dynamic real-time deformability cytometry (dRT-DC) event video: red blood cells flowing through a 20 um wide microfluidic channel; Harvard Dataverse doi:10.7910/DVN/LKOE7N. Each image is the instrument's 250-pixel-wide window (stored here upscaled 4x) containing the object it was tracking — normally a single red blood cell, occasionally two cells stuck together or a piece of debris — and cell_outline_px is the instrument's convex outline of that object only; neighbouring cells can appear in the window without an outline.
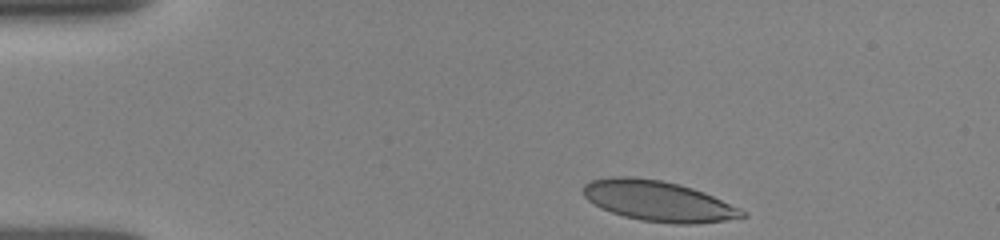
{"species": "human", "species_latin": "Homo sapiens", "temperature_condition": "room temperature", "stored_images_in_passage": 36, "camera_frame_rate_fps": 3000, "um_per_image_px": 0.085, "donor": {"sex": "female"}, "frame": {"image": 1, "passage_image": 1, "time_ms": 0.0, "image_size_px": [1000, 240], "cell_outline_px": [[748, 216], [724, 220], [692, 224], [676, 224], [640, 220], [624, 216], [600, 208], [588, 200], [584, 196], [584, 184], [592, 180], [612, 176], [632, 176], [660, 180], [692, 188], [704, 192], [740, 208]], "centroid_in_image_um": [55.93, 17.08], "position_along_channel_um": 29.1, "area_um2": 37.17}}
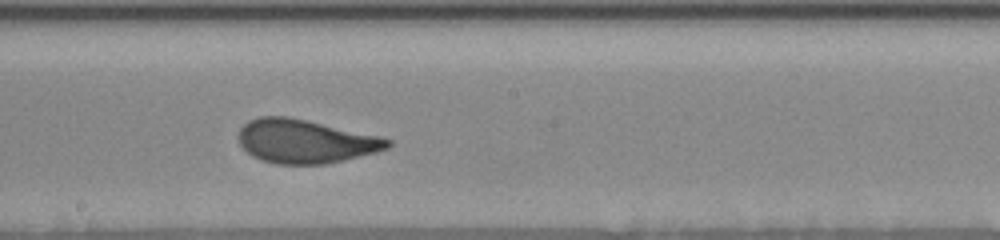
{"frame": {"image": 2, "passage_image": 21, "time_ms": 6.667, "image_size_px": [1000, 240], "cell_outline_px": [[392, 144], [388, 148], [376, 152], [324, 164], [276, 164], [260, 160], [252, 156], [240, 144], [240, 128], [248, 120], [260, 116], [288, 116], [380, 136], [392, 140]], "centroid_in_image_um": [25.94, 12.01], "position_along_channel_um": 222.3, "area_um2": 37.74}}
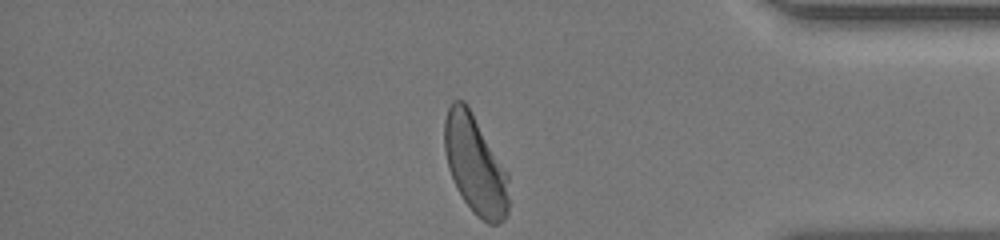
{"frame": {"image": 3, "passage_image": 36, "time_ms": 11.667, "image_size_px": [1000, 240], "cell_outline_px": [[508, 212], [504, 220], [496, 224], [488, 224], [464, 200], [456, 188], [448, 168], [444, 152], [444, 120], [448, 108], [452, 100], [464, 100], [508, 172]], "centroid_in_image_um": [40.38, 13.98], "position_along_channel_um": 394.8, "area_um2": 36.7}, "authors_computed_cell_mechanics": {"area_um2": 37.859, "velocity_mm_per_s": 3.8802, "shape_relaxation_time_tau1_ms": 5.9606, "shape_relaxation_time_tau2_ms": null, "deformation_change_tau1": 0.1991, "deformation_change_tau2": null}}